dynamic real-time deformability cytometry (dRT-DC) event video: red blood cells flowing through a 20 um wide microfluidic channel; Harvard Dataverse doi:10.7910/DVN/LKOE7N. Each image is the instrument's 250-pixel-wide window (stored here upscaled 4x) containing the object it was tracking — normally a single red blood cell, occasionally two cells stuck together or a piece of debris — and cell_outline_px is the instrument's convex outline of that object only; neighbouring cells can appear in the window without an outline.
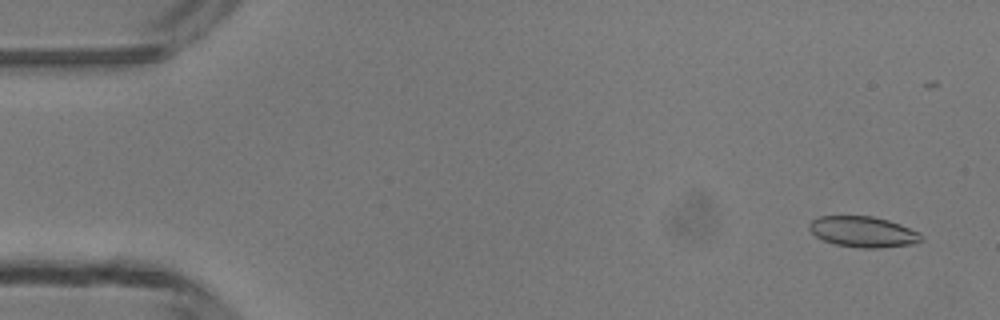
{"species": "common noctule bat (a hibernating species)", "species_latin": "Nyctalus noctula", "temperature_condition": "room temperature", "stored_images_in_passage": 38, "camera_frame_rate_fps": 3000, "um_per_image_px": 0.085, "animal": {"sex": "male", "body_mass_g": 13.3}, "frame": {"image": 1, "passage_image": 3, "time_ms": 0.667, "image_size_px": [1000, 320], "cell_outline_px": [[924, 240], [916, 244], [880, 248], [860, 248], [832, 244], [816, 236], [808, 228], [808, 224], [812, 220], [820, 216], [872, 216], [888, 220], [900, 224], [920, 232], [924, 236]], "centroid_in_image_um": [73.41, 19.71], "position_along_channel_um": 11.6, "area_um2": 20.4}}
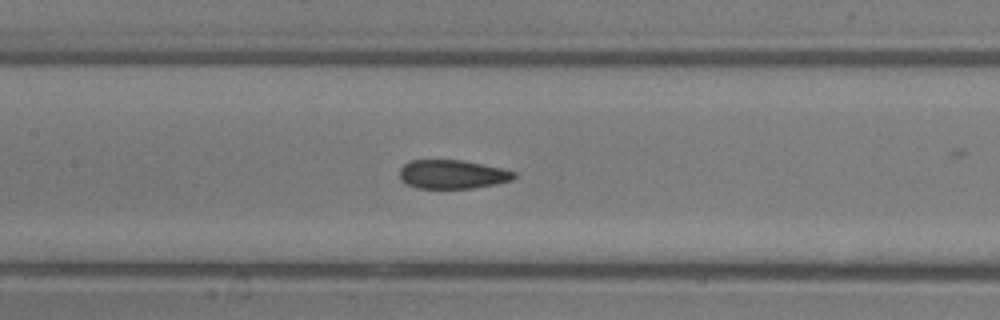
{"frame": {"image": 2, "passage_image": 23, "time_ms": 7.333, "image_size_px": [1000, 320], "cell_outline_px": [[516, 176], [512, 180], [496, 184], [472, 188], [416, 188], [404, 184], [400, 180], [400, 168], [408, 160], [464, 160], [500, 168], [516, 172]], "centroid_in_image_um": [38.41, 14.82], "position_along_channel_um": 169.0, "area_um2": 19.36}}
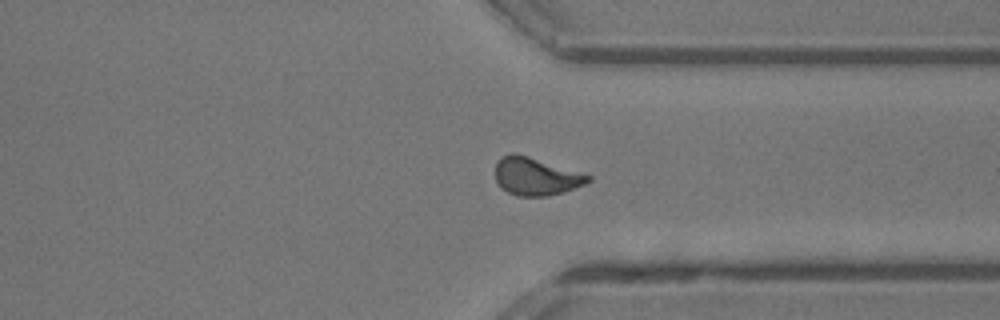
{"frame": {"image": 3, "passage_image": 37, "time_ms": 12.0, "image_size_px": [1000, 320], "cell_outline_px": [[592, 180], [584, 184], [564, 192], [544, 196], [516, 196], [508, 192], [496, 180], [496, 164], [500, 156], [512, 152], [516, 152], [592, 176]], "centroid_in_image_um": [45.54, 14.98], "position_along_channel_um": 365.9, "area_um2": 20.29}}